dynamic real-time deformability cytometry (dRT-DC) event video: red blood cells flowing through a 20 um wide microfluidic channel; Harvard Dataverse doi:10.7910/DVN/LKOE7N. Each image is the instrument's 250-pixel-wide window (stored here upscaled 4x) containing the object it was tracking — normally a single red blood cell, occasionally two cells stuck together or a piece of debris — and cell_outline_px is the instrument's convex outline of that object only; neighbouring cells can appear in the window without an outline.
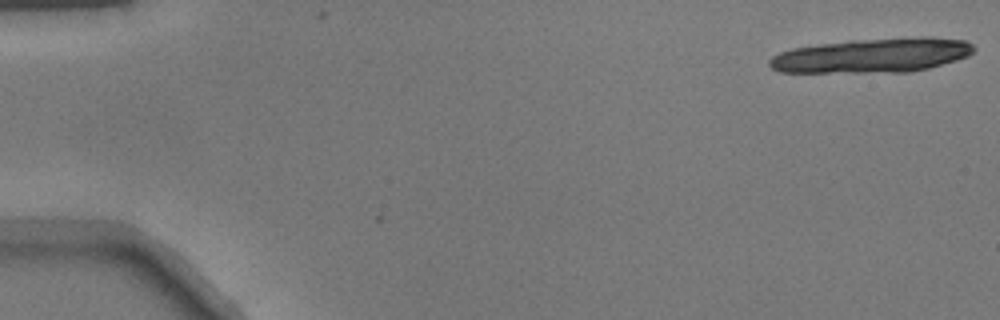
{"species": "common noctule bat (a hibernating species)", "species_latin": "Nyctalus noctula", "temperature_condition": "warm", "stored_images_in_passage": 17, "camera_frame_rate_fps": 3000, "um_per_image_px": 0.085, "animal": {"sex": "male", "body_mass_g": 17.9}, "frame": {"image": 1, "passage_image": 1, "time_ms": 0.0, "image_size_px": [1000, 320], "cell_outline_px": [[976, 48], [968, 56], [956, 60], [928, 68], [908, 72], [780, 72], [772, 68], [768, 64], [768, 60], [772, 56], [780, 52], [792, 48], [816, 44], [848, 40], [908, 36], [928, 36], [964, 40], [972, 44]], "centroid_in_image_um": [74.16, 4.69], "position_along_channel_um": 10.8, "area_um2": 41.5}}